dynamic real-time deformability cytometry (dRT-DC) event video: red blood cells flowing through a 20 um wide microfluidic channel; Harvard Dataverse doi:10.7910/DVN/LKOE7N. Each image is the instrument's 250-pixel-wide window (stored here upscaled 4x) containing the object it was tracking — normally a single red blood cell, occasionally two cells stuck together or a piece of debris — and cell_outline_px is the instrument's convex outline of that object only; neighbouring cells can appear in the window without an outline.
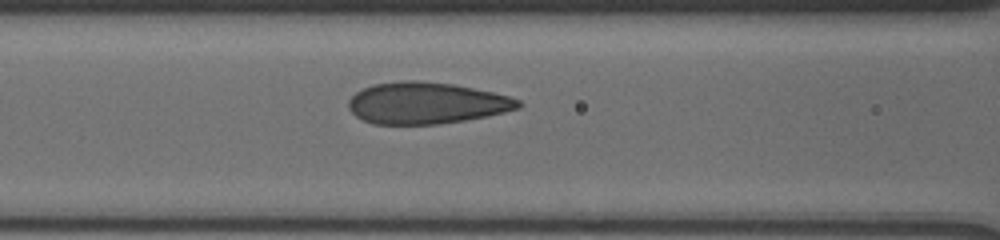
{"species": "human", "species_latin": "Homo sapiens", "temperature_condition": "cold", "stored_images_in_passage": 29, "camera_frame_rate_fps": 3000, "um_per_image_px": 0.085, "donor": {"sex": "male"}, "frame": {"image": 1, "passage_image": 5, "time_ms": 3.0, "image_size_px": [1000, 240], "cell_outline_px": [[524, 104], [520, 108], [504, 112], [464, 120], [436, 124], [372, 124], [356, 116], [348, 108], [348, 100], [356, 92], [372, 84], [400, 80], [416, 80], [452, 84], [492, 92], [508, 96], [520, 100]], "centroid_in_image_um": [36.22, 8.75], "position_along_channel_um": 130.4, "area_um2": 41.04}}
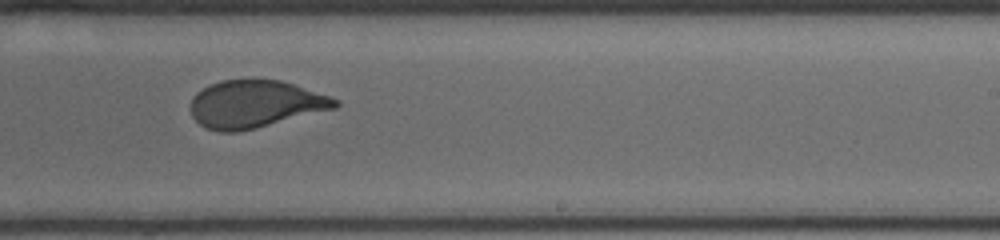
{"frame": {"image": 2, "passage_image": 15, "time_ms": 6.667, "image_size_px": [1000, 240], "cell_outline_px": [[340, 104], [336, 108], [256, 128], [236, 132], [220, 132], [204, 128], [192, 116], [192, 100], [196, 92], [208, 84], [224, 80], [252, 76], [280, 80], [332, 96], [340, 100]], "centroid_in_image_um": [21.7, 8.81], "position_along_channel_um": 267.3, "area_um2": 40.75}}
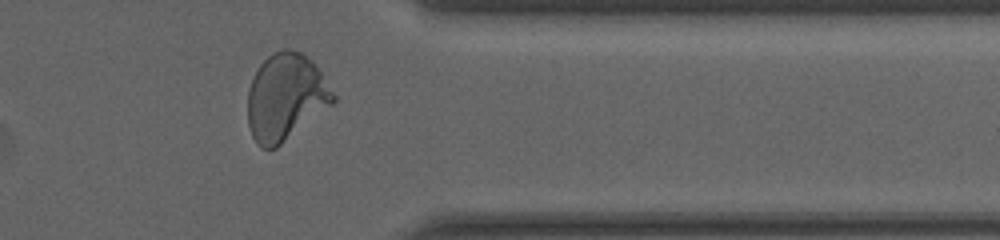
{"frame": {"image": 3, "passage_image": 25, "time_ms": 10.0, "image_size_px": [1000, 240], "cell_outline_px": [[336, 100], [332, 104], [276, 148], [260, 148], [256, 144], [252, 136], [248, 124], [248, 88], [260, 64], [272, 52], [284, 48], [288, 48], [300, 52], [312, 60], [336, 96]], "centroid_in_image_um": [24.26, 8.25], "position_along_channel_um": 387.1, "area_um2": 43.0}}